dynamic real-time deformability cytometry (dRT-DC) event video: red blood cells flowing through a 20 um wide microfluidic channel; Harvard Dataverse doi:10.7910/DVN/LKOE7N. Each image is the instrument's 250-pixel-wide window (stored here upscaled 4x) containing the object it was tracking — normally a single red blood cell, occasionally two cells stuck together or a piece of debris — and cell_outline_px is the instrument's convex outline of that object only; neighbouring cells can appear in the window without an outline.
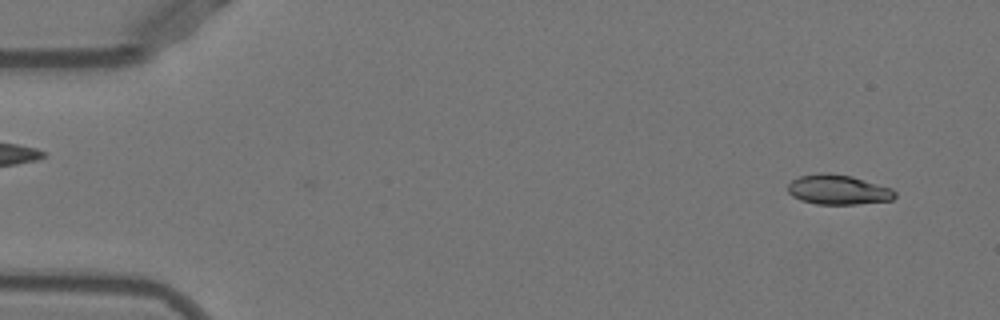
{"species": "Egyptian fruit bat (a non-hibernating species)", "species_latin": "Rousettus aegyptiacus", "temperature_condition": "warm", "stored_images_in_passage": 52, "camera_frame_rate_fps": 3000, "um_per_image_px": 0.085, "animal": {"sex": "female"}, "frame": {"image": 1, "passage_image": 4, "time_ms": 1.0, "image_size_px": [1000, 320], "cell_outline_px": [[896, 196], [892, 200], [856, 204], [816, 204], [800, 200], [792, 196], [788, 192], [788, 184], [792, 180], [800, 176], [820, 172], [828, 172], [852, 176], [892, 188], [896, 192]], "centroid_in_image_um": [71.23, 16.12], "position_along_channel_um": 13.8, "area_um2": 18.73}}
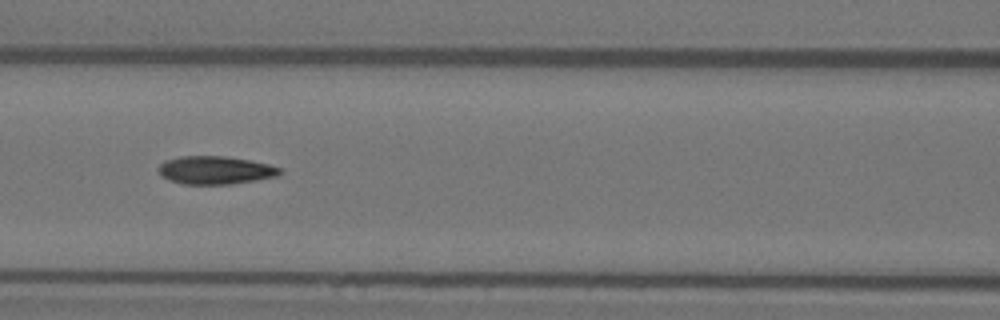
{"frame": {"image": 2, "passage_image": 23, "time_ms": 7.333, "image_size_px": [1000, 320], "cell_outline_px": [[284, 172], [280, 176], [232, 184], [184, 184], [168, 180], [160, 172], [160, 164], [164, 160], [180, 156], [224, 156], [248, 160], [268, 164], [280, 168]], "centroid_in_image_um": [18.34, 14.47], "position_along_channel_um": 148.3, "area_um2": 19.83}}
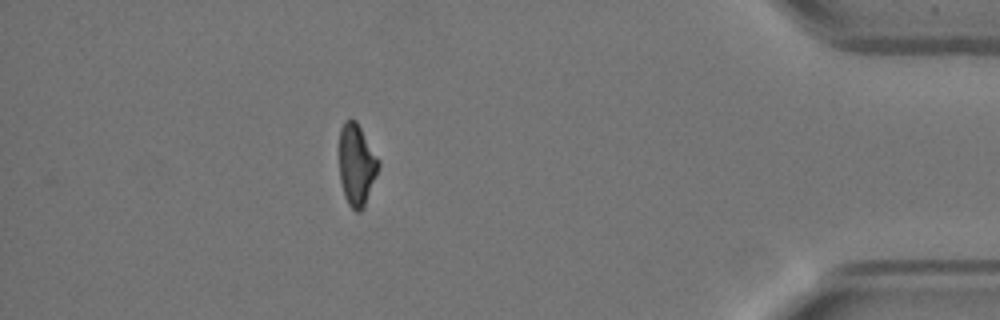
{"frame": {"image": 3, "passage_image": 46, "time_ms": 15.0, "image_size_px": [1000, 320], "cell_outline_px": [[380, 164], [376, 176], [364, 208], [360, 212], [356, 212], [348, 204], [344, 196], [340, 180], [340, 128], [344, 120], [356, 120], [380, 160]], "centroid_in_image_um": [30.32, 14.02], "position_along_channel_um": 404.9, "area_um2": 18.73}, "authors_computed_cell_mechanics": {"area_um2": 19.2185, "velocity_mm_per_s": 3.9568, "shape_relaxation_time_tau1_ms": 8.1487, "shape_relaxation_time_tau2_ms": 1.8956, "deformation_change_tau1": 0.2373, "deformation_change_tau2": 0.0783}}